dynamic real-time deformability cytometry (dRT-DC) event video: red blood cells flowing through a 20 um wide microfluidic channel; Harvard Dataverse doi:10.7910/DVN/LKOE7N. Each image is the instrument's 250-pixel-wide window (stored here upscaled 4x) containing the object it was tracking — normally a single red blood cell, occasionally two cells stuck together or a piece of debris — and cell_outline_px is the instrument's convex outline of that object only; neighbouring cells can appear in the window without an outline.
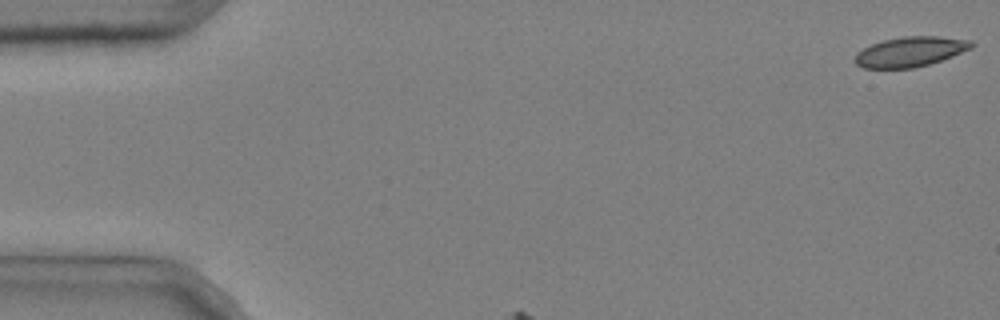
{"species": "common noctule bat (a hibernating species)", "species_latin": "Nyctalus noctula", "temperature_condition": "cold", "stored_images_in_passage": 6, "camera_frame_rate_fps": 3000, "um_per_image_px": 0.085, "animal": {"sex": "male", "body_mass_g": 20.4}, "frame": {"image": 1, "passage_image": 1, "time_ms": 0.0, "image_size_px": [1000, 320], "cell_outline_px": [[976, 44], [972, 48], [952, 56], [928, 64], [912, 68], [864, 68], [856, 64], [852, 60], [856, 52], [872, 44], [884, 40], [904, 36], [940, 36], [972, 40]], "centroid_in_image_um": [77.37, 4.39], "position_along_channel_um": 7.6, "area_um2": 20.4}}